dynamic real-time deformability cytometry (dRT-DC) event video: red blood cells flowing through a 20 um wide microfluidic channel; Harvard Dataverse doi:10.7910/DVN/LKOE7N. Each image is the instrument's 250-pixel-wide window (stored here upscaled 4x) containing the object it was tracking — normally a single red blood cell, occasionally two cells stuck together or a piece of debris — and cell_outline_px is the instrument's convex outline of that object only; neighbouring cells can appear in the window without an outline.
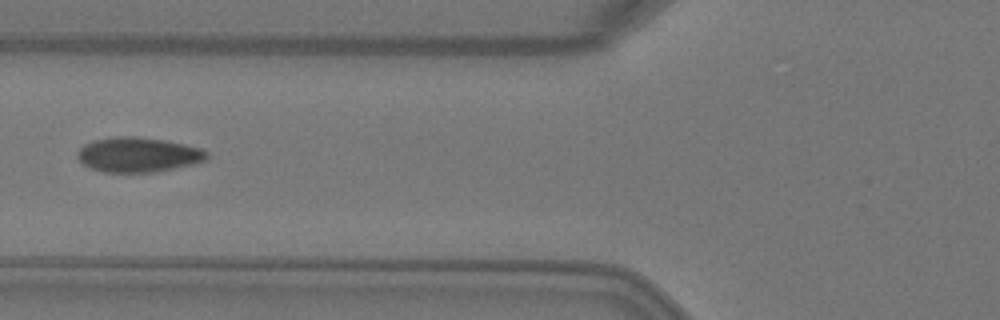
{"species": "Egyptian fruit bat (a non-hibernating species)", "species_latin": "Rousettus aegyptiacus", "temperature_condition": "warm", "stored_images_in_passage": 6, "camera_frame_rate_fps": 3000, "um_per_image_px": 0.085, "animal": {"sex": "female"}, "frame": {"image": 1, "passage_image": 6, "time_ms": 1.667, "image_size_px": [1000, 320], "cell_outline_px": [[208, 160], [192, 164], [152, 172], [104, 172], [92, 168], [84, 164], [76, 156], [76, 152], [84, 144], [96, 140], [116, 136], [136, 136], [168, 140], [200, 148], [208, 152]], "centroid_in_image_um": [11.75, 13.13], "position_along_channel_um": 114.0, "area_um2": 26.18}}